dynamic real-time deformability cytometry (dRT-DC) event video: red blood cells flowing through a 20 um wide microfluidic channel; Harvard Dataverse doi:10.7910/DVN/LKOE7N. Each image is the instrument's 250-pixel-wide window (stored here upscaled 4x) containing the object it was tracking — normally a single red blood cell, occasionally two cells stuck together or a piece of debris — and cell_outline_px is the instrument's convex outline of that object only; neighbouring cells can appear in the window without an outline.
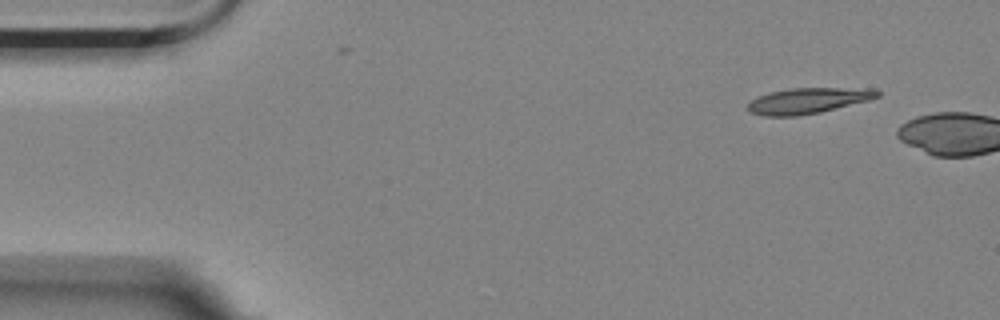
{"species": "Egyptian fruit bat (a non-hibernating species)", "species_latin": "Rousettus aegyptiacus", "temperature_condition": "room temperature", "stored_images_in_passage": 2, "camera_frame_rate_fps": 3000, "um_per_image_px": 0.085, "animal": {"sex": "female"}, "frame": {"image": 1, "passage_image": 1, "time_ms": 0.0, "image_size_px": [1000, 320], "cell_outline_px": [[880, 96], [868, 100], [820, 112], [796, 116], [764, 116], [748, 112], [748, 104], [756, 96], [768, 92], [788, 88], [876, 88], [880, 92]], "centroid_in_image_um": [68.66, 8.54], "position_along_channel_um": 16.3, "area_um2": 19.54}}